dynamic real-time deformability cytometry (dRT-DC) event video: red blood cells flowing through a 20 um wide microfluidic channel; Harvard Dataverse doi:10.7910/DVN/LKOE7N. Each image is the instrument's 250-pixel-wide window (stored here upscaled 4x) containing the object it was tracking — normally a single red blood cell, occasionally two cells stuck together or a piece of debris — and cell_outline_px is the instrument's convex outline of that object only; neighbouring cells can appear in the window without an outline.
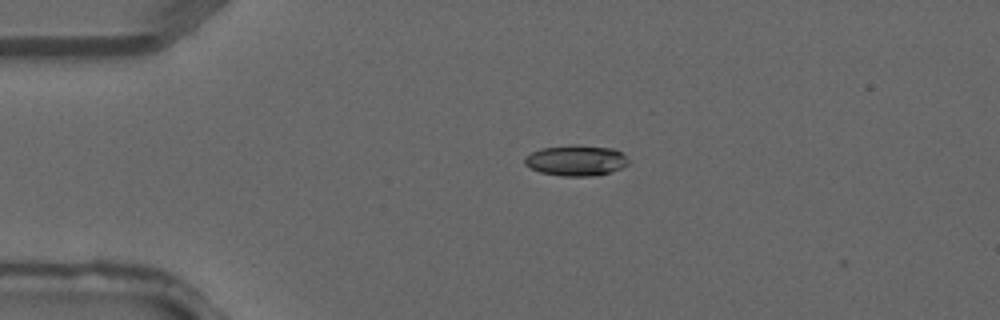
{"species": "common noctule bat (a hibernating species)", "species_latin": "Nyctalus noctula", "temperature_condition": "warm", "stored_images_in_passage": 2, "camera_frame_rate_fps": 3000, "um_per_image_px": 0.085, "animal": {"sex": "male", "forearm_length_mm": 52.5}, "frame": {"image": 1, "passage_image": 1, "time_ms": 0.0, "image_size_px": [1000, 320], "cell_outline_px": [[628, 164], [620, 168], [608, 172], [592, 176], [564, 176], [540, 172], [524, 164], [524, 156], [540, 148], [572, 144], [612, 148], [620, 152], [628, 160]], "centroid_in_image_um": [48.92, 13.62], "position_along_channel_um": 36.1, "area_um2": 18.44}}